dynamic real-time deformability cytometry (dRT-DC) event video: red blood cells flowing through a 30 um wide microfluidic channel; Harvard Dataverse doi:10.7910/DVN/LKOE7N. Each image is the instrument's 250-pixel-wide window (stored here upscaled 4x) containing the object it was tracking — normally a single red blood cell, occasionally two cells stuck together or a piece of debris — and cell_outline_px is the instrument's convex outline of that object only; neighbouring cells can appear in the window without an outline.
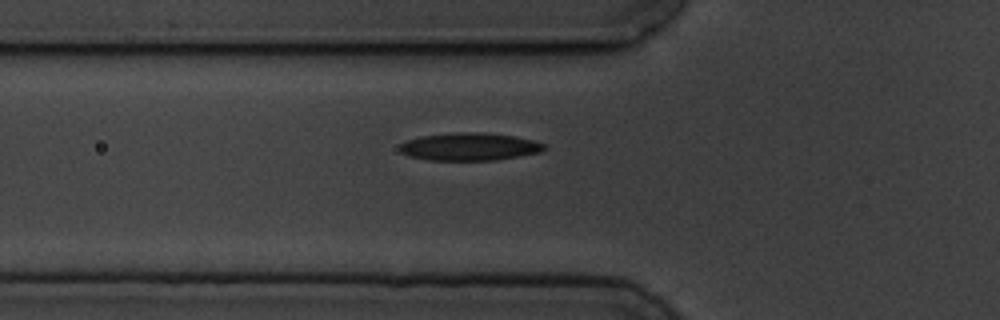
{"species": "common noctule bat (a hibernating species)", "species_latin": "Nyctalus noctula", "temperature_condition": "cold", "stored_images_in_passage": 6, "segment_of_instrument_passage": [2, 2], "camera_frame_rate_fps": 3000, "um_per_image_px": 0.085, "animal": {"sex": "male", "body_mass_g": 19.5, "forearm_length_mm": 54.6}, "frame": {"image": 1, "passage_image": 6, "time_ms": 7.0, "image_size_px": [1000, 320], "cell_outline_px": [[548, 148], [540, 152], [492, 160], [428, 160], [408, 156], [400, 152], [400, 144], [408, 140], [420, 136], [456, 132], [484, 132], [512, 136], [536, 140], [544, 144]], "centroid_in_image_um": [39.9, 12.46], "position_along_channel_um": 85.9, "area_um2": 23.29}}